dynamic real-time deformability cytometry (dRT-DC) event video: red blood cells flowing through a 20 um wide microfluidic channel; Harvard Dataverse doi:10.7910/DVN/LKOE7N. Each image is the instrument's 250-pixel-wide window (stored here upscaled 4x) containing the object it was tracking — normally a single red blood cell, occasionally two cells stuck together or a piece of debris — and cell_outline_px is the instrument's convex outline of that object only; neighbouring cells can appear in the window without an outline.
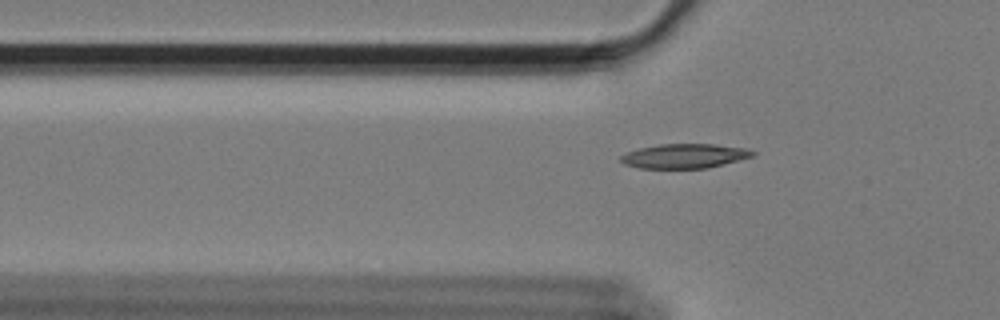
{"species": "Egyptian fruit bat (a non-hibernating species)", "species_latin": "Rousettus aegyptiacus", "temperature_condition": "cold", "stored_images_in_passage": 53, "camera_frame_rate_fps": 3000, "um_per_image_px": 0.085, "animal": {"sex": "female"}, "frame": {"image": 1, "passage_image": 13, "time_ms": 4.0, "image_size_px": [1000, 320], "cell_outline_px": [[756, 152], [752, 156], [704, 168], [640, 168], [624, 164], [620, 160], [620, 156], [628, 152], [640, 148], [660, 144], [716, 144], [748, 148]], "centroid_in_image_um": [58.16, 13.25], "position_along_channel_um": 67.6, "area_um2": 18.5}}
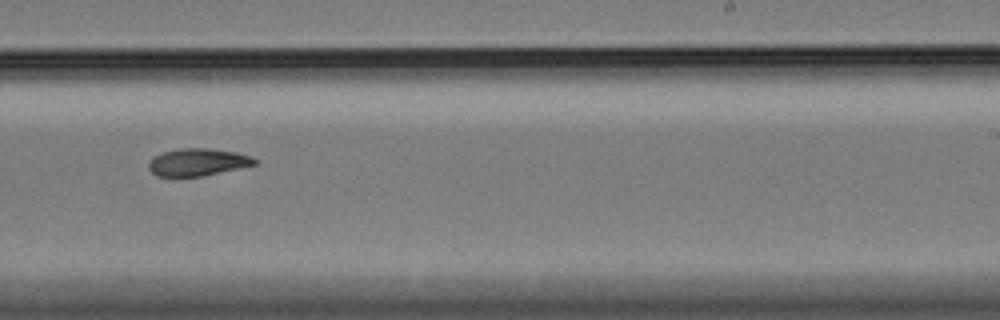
{"frame": {"image": 2, "passage_image": 31, "time_ms": 10.0, "image_size_px": [1000, 320], "cell_outline_px": [[256, 164], [200, 176], [156, 176], [148, 168], [148, 164], [156, 156], [164, 152], [180, 148], [208, 148], [236, 152], [252, 156], [256, 160]], "centroid_in_image_um": [16.8, 13.77], "position_along_channel_um": 272.2, "area_um2": 16.53}}
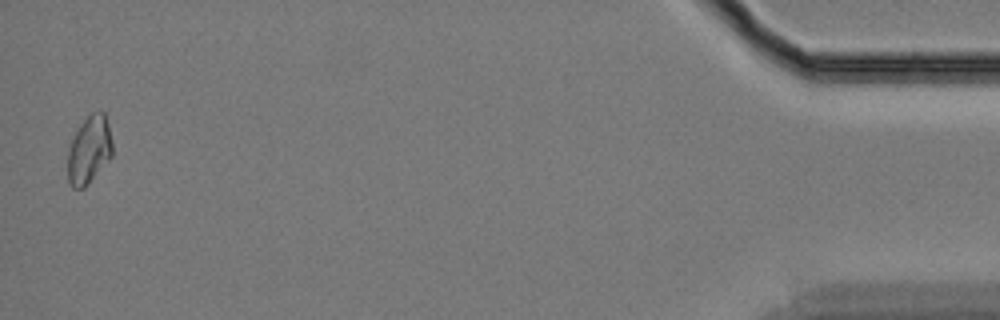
{"frame": {"image": 3, "passage_image": 52, "time_ms": 17.0, "image_size_px": [1000, 320], "cell_outline_px": [[112, 156], [88, 184], [84, 188], [72, 188], [68, 180], [68, 148], [80, 124], [92, 112], [104, 112], [108, 124], [112, 140]], "centroid_in_image_um": [7.58, 12.75], "position_along_channel_um": 427.6, "area_um2": 17.51}, "authors_computed_cell_mechanics": {"area_um2": 17.5134, "velocity_mm_per_s": 3.4126, "shape_relaxation_time_tau1_ms": null, "shape_relaxation_time_tau2_ms": 5.8246, "deformation_change_tau1": null, "deformation_change_tau2": 0.0963}}